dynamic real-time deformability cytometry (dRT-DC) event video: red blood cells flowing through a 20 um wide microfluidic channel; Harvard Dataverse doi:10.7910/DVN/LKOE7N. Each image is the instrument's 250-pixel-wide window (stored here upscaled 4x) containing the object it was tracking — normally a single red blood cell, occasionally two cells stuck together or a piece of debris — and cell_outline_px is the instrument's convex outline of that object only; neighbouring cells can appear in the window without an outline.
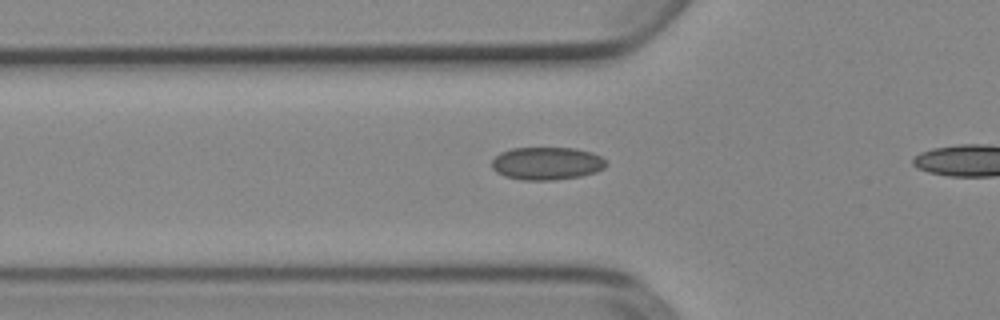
{"species": "Egyptian fruit bat (a non-hibernating species)", "species_latin": "Rousettus aegyptiacus", "temperature_condition": "cold", "stored_images_in_passage": 8, "camera_frame_rate_fps": 3000, "um_per_image_px": 0.085, "animal": {"sex": "female"}, "frame": {"image": 1, "passage_image": 6, "time_ms": 1.667, "image_size_px": [1000, 320], "cell_outline_px": [[608, 164], [604, 168], [596, 172], [580, 176], [552, 180], [520, 180], [504, 176], [496, 172], [492, 168], [492, 160], [500, 152], [512, 148], [576, 148], [592, 152], [608, 160]], "centroid_in_image_um": [46.49, 13.89], "position_along_channel_um": 79.3, "area_um2": 22.08}}